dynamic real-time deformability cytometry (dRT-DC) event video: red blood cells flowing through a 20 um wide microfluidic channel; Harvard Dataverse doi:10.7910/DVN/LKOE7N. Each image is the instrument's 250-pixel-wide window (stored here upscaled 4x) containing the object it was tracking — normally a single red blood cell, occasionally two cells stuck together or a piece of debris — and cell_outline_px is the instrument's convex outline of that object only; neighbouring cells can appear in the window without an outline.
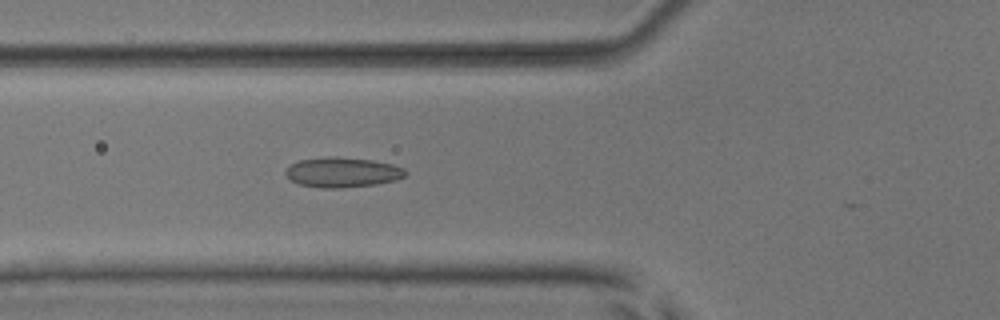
{"species": "common noctule bat (a hibernating species)", "species_latin": "Nyctalus noctula", "temperature_condition": "room temperature", "stored_images_in_passage": 24, "camera_frame_rate_fps": 3000, "um_per_image_px": 0.085, "animal": {"sex": "male", "body_mass_g": 17.9, "forearm_length_mm": 54.2}, "frame": {"image": 1, "passage_image": 20, "time_ms": 6.333, "image_size_px": [1000, 320], "cell_outline_px": [[408, 172], [404, 176], [396, 180], [376, 184], [340, 188], [324, 188], [300, 184], [292, 180], [284, 172], [292, 164], [300, 160], [332, 156], [372, 160], [392, 164], [404, 168]], "centroid_in_image_um": [29.15, 14.64], "position_along_channel_um": 96.7, "area_um2": 20.69}}
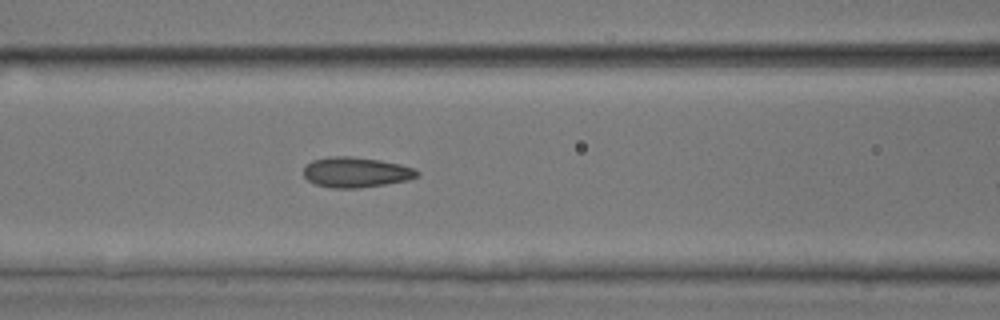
{"frame": {"image": 2, "passage_image": 23, "time_ms": 7.333, "image_size_px": [1000, 320], "cell_outline_px": [[420, 176], [408, 180], [360, 188], [332, 188], [316, 184], [308, 180], [304, 176], [304, 168], [312, 160], [332, 156], [352, 156], [380, 160], [400, 164], [416, 168], [420, 172]], "centroid_in_image_um": [30.3, 14.64], "position_along_channel_um": 136.3, "area_um2": 20.11}}